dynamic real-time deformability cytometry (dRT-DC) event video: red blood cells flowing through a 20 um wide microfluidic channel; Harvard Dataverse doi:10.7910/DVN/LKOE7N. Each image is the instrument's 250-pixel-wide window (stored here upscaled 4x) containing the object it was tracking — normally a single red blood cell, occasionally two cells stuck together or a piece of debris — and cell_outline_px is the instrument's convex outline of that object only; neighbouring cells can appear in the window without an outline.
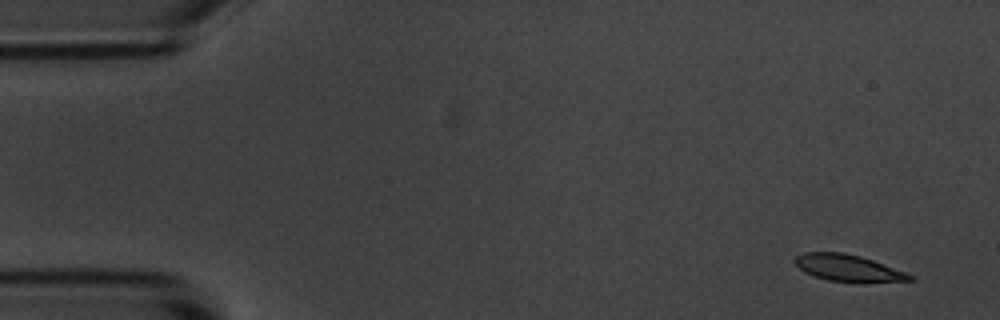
{"species": "common noctule bat (a hibernating species)", "species_latin": "Nyctalus noctula", "temperature_condition": "room temperature", "stored_images_in_passage": 10, "camera_frame_rate_fps": 3000, "um_per_image_px": 0.085, "animal": {"sex": "male", "body_mass_g": 20.1, "forearm_length_mm": 53.5}, "frame": {"image": 1, "passage_image": 1, "time_ms": 0.0, "image_size_px": [1000, 320], "cell_outline_px": [[916, 280], [864, 284], [828, 280], [804, 272], [792, 260], [796, 256], [804, 252], [844, 252], [860, 256], [872, 260], [916, 276]], "centroid_in_image_um": [72.15, 22.81], "position_along_channel_um": 12.8, "area_um2": 18.32}}
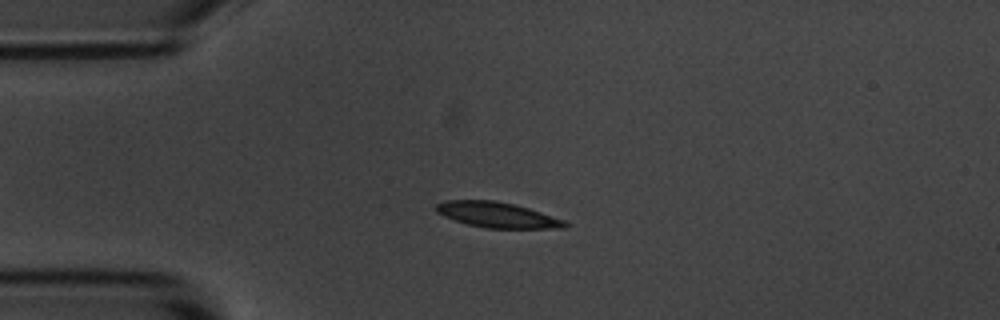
{"frame": {"image": 2, "passage_image": 4, "time_ms": 3.333, "image_size_px": [1000, 320], "cell_outline_px": [[568, 224], [564, 228], [484, 228], [468, 224], [444, 216], [436, 212], [436, 204], [444, 200], [492, 200], [512, 204], [528, 208], [564, 220]], "centroid_in_image_um": [42.23, 18.26], "position_along_channel_um": 42.8, "area_um2": 18.84}}
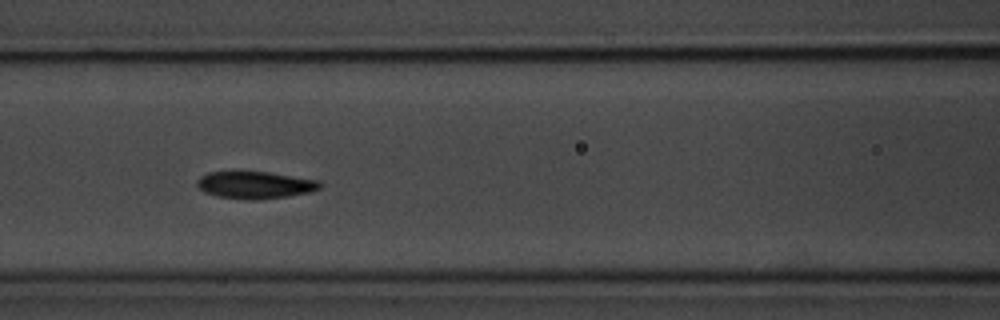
{"frame": {"image": 3, "passage_image": 7, "time_ms": 6.667, "image_size_px": [1000, 320], "cell_outline_px": [[324, 184], [320, 188], [308, 192], [288, 196], [260, 200], [252, 200], [216, 196], [204, 192], [196, 184], [196, 180], [200, 176], [208, 172], [232, 168], [236, 168], [268, 172], [320, 180]], "centroid_in_image_um": [21.62, 15.67], "position_along_channel_um": 145.0, "area_um2": 20.46}}